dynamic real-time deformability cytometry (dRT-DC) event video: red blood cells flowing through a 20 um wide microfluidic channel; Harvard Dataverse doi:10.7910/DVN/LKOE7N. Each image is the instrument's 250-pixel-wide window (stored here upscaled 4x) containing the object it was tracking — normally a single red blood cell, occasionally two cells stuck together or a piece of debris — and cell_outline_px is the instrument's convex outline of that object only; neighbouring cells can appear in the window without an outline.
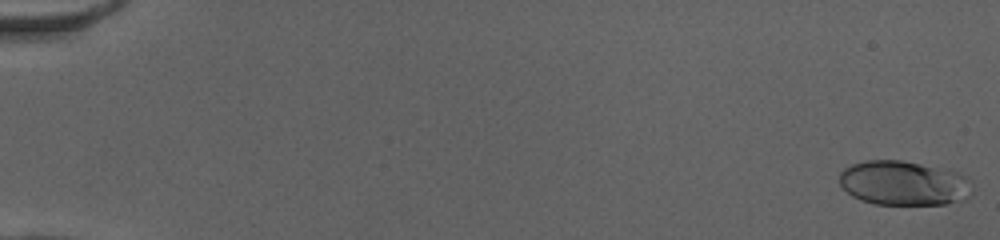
{"species": "human", "species_latin": "Homo sapiens", "temperature_condition": "cold", "stored_images_in_passage": 27, "camera_frame_rate_fps": 3000, "um_per_image_px": 0.085, "donor": {"sex": "female"}, "frame": {"image": 1, "passage_image": 1, "time_ms": 0.0, "image_size_px": [1000, 240], "cell_outline_px": [[972, 196], [968, 200], [948, 204], [872, 204], [860, 200], [852, 196], [840, 184], [840, 172], [844, 168], [852, 164], [868, 160], [900, 160], [920, 164], [956, 172], [968, 176], [972, 180]], "centroid_in_image_um": [76.88, 15.58], "position_along_channel_um": 8.1, "area_um2": 34.8}}
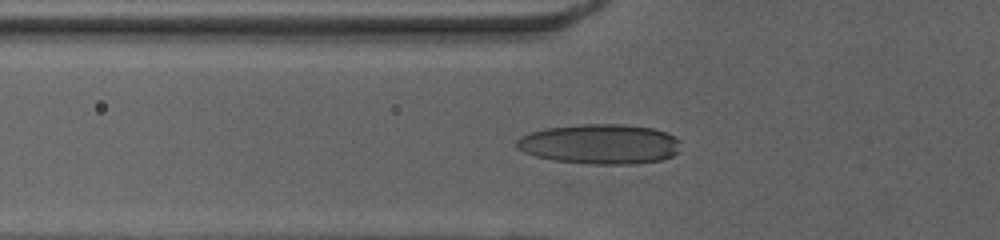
{"frame": {"image": 2, "passage_image": 20, "time_ms": 6.333, "image_size_px": [1000, 240], "cell_outline_px": [[680, 152], [664, 160], [636, 164], [592, 164], [552, 160], [536, 156], [524, 152], [516, 148], [516, 140], [520, 136], [544, 128], [580, 124], [624, 124], [652, 128], [676, 136], [680, 140]], "centroid_in_image_um": [51.03, 12.25], "position_along_channel_um": 74.8, "area_um2": 38.61}}
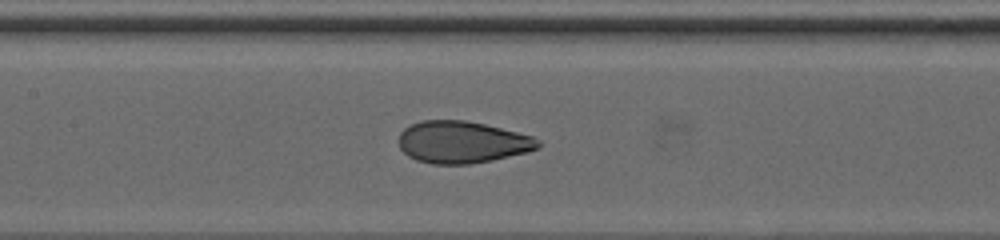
{"frame": {"image": 3, "passage_image": 27, "time_ms": 8.667, "image_size_px": [1000, 240], "cell_outline_px": [[544, 144], [540, 148], [528, 152], [492, 160], [472, 164], [432, 164], [416, 160], [408, 156], [400, 148], [396, 140], [400, 132], [404, 128], [420, 120], [464, 120], [484, 124], [532, 136], [540, 140]], "centroid_in_image_um": [39.27, 12.09], "position_along_channel_um": 168.1, "area_um2": 34.45}}